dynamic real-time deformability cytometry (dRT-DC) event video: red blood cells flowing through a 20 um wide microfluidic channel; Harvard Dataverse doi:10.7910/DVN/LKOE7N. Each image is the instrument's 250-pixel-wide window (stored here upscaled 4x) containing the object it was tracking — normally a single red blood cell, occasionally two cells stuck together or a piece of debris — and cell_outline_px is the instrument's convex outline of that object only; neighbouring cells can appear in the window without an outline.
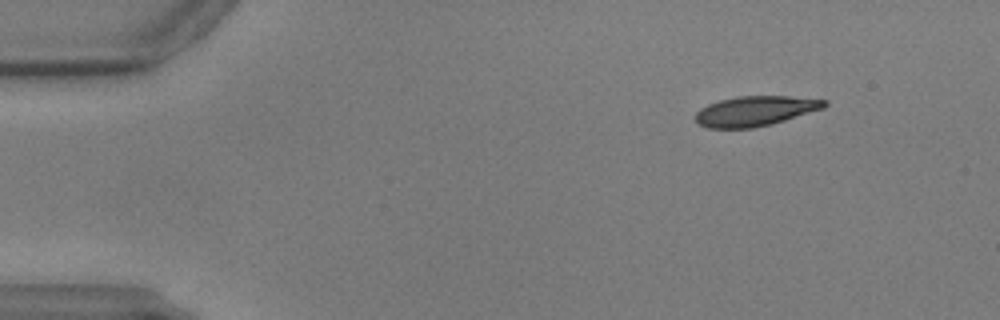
{"species": "common noctule bat (a hibernating species)", "species_latin": "Nyctalus noctula", "temperature_condition": "warm", "stored_images_in_passage": 14, "camera_frame_rate_fps": 3000, "um_per_image_px": 0.085, "animal": {"sex": "male", "body_mass_g": 17.9, "forearm_length_mm": 54.2}, "frame": {"image": 1, "passage_image": 1, "time_ms": 0.0, "image_size_px": [1000, 320], "cell_outline_px": [[828, 104], [824, 108], [772, 124], [752, 128], [708, 128], [700, 124], [696, 120], [696, 112], [700, 108], [708, 104], [720, 100], [740, 96], [788, 96], [828, 100]], "centroid_in_image_um": [64.21, 9.43], "position_along_channel_um": 20.8, "area_um2": 22.43}}
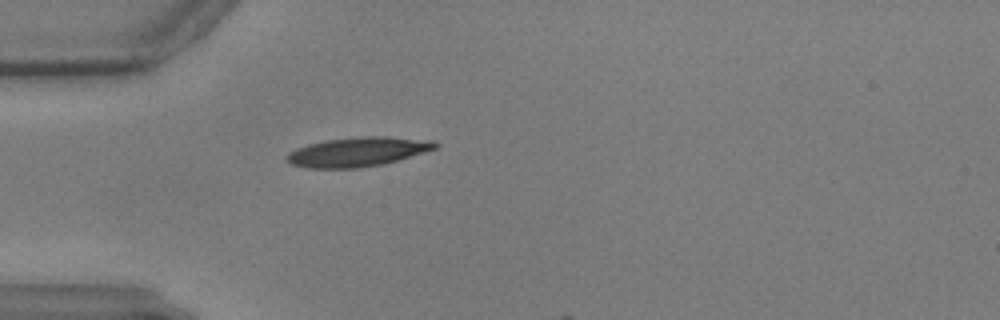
{"frame": {"image": 2, "passage_image": 11, "time_ms": 3.333, "image_size_px": [1000, 320], "cell_outline_px": [[440, 144], [436, 148], [424, 152], [384, 164], [360, 168], [308, 168], [292, 164], [284, 156], [288, 152], [296, 148], [308, 144], [328, 140], [360, 136], [388, 136], [432, 140]], "centroid_in_image_um": [30.42, 12.9], "position_along_channel_um": 54.6, "area_um2": 25.43}}